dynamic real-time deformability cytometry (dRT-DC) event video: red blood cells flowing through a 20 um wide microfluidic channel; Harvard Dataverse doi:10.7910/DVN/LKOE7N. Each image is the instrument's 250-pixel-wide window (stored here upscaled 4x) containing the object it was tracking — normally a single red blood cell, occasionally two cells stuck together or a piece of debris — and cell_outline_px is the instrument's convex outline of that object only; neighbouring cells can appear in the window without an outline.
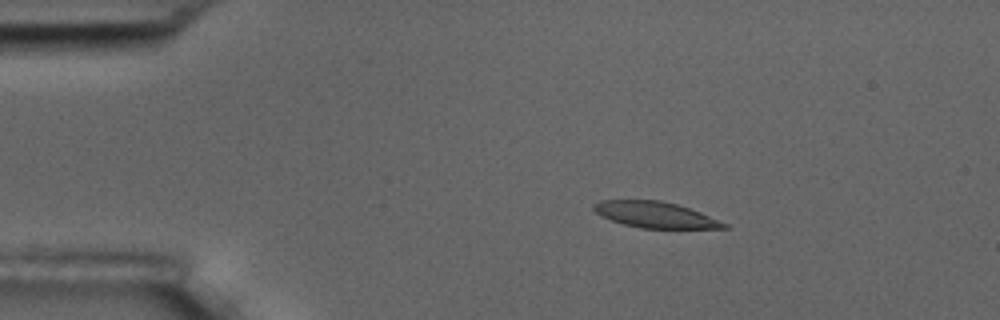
{"species": "common noctule bat (a hibernating species)", "species_latin": "Nyctalus noctula", "temperature_condition": "room temperature", "stored_images_in_passage": 6, "camera_frame_rate_fps": 3000, "um_per_image_px": 0.085, "animal": {"sex": "male", "body_mass_g": 17.5, "forearm_length_mm": 52.3}, "frame": {"image": 1, "passage_image": 2, "time_ms": 2.0, "image_size_px": [1000, 320], "cell_outline_px": [[728, 228], [640, 228], [624, 224], [612, 220], [596, 212], [592, 208], [592, 204], [600, 200], [660, 200], [676, 204], [700, 212], [728, 224]], "centroid_in_image_um": [55.68, 18.25], "position_along_channel_um": 29.3, "area_um2": 19.48}}
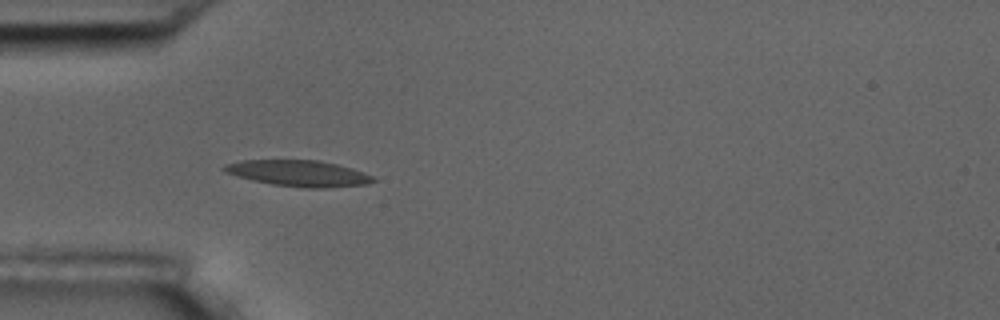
{"frame": {"image": 2, "passage_image": 4, "time_ms": 4.333, "image_size_px": [1000, 320], "cell_outline_px": [[376, 180], [368, 184], [328, 188], [300, 188], [272, 184], [252, 180], [224, 172], [220, 168], [224, 164], [240, 160], [320, 160], [352, 168], [372, 176]], "centroid_in_image_um": [25.35, 14.73], "position_along_channel_um": 59.6, "area_um2": 22.83}}